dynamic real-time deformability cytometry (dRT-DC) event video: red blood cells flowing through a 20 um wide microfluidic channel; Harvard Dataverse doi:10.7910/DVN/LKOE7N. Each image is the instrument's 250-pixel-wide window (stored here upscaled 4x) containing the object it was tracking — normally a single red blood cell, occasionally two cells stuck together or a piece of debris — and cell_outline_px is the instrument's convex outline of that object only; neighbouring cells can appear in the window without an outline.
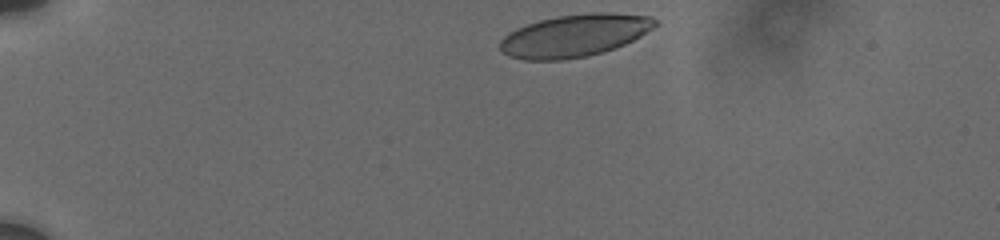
{"species": "human", "species_latin": "Homo sapiens", "temperature_condition": "cold", "stored_images_in_passage": 5, "camera_frame_rate_fps": 3000, "um_per_image_px": 0.085, "donor": {"sex": "male"}, "frame": {"image": 1, "passage_image": 1, "time_ms": 0.0, "image_size_px": [1000, 240], "cell_outline_px": [[656, 24], [652, 28], [640, 36], [624, 44], [588, 56], [560, 60], [524, 60], [508, 56], [500, 52], [500, 40], [508, 32], [516, 28], [540, 20], [556, 16], [588, 12], [612, 12], [652, 16], [656, 20]], "centroid_in_image_um": [48.79, 3.01], "position_along_channel_um": 36.2, "area_um2": 38.38}}
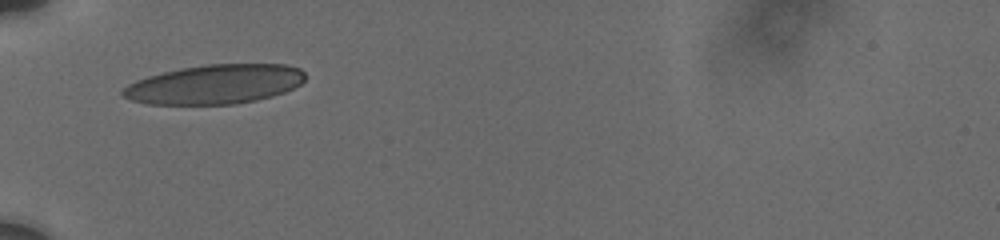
{"frame": {"image": 2, "passage_image": 4, "time_ms": 2.667, "image_size_px": [1000, 240], "cell_outline_px": [[304, 80], [300, 84], [284, 92], [272, 96], [256, 100], [236, 104], [148, 104], [132, 100], [120, 96], [120, 92], [128, 84], [136, 80], [148, 76], [180, 68], [204, 64], [288, 64], [300, 68], [304, 72]], "centroid_in_image_um": [18.25, 7.16], "position_along_channel_um": 66.7, "area_um2": 41.91}}
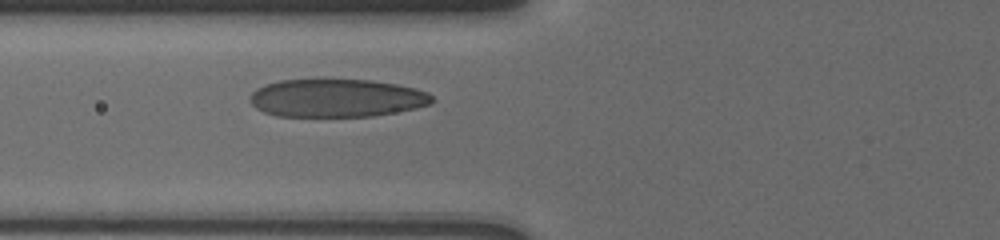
{"frame": {"image": 3, "passage_image": 5, "time_ms": 3.667, "image_size_px": [1000, 240], "cell_outline_px": [[432, 104], [416, 108], [372, 116], [276, 116], [264, 112], [256, 108], [248, 100], [248, 96], [256, 88], [280, 80], [324, 76], [372, 80], [396, 84], [416, 88], [428, 92], [432, 96]], "centroid_in_image_um": [28.57, 8.28], "position_along_channel_um": 97.2, "area_um2": 41.67}}